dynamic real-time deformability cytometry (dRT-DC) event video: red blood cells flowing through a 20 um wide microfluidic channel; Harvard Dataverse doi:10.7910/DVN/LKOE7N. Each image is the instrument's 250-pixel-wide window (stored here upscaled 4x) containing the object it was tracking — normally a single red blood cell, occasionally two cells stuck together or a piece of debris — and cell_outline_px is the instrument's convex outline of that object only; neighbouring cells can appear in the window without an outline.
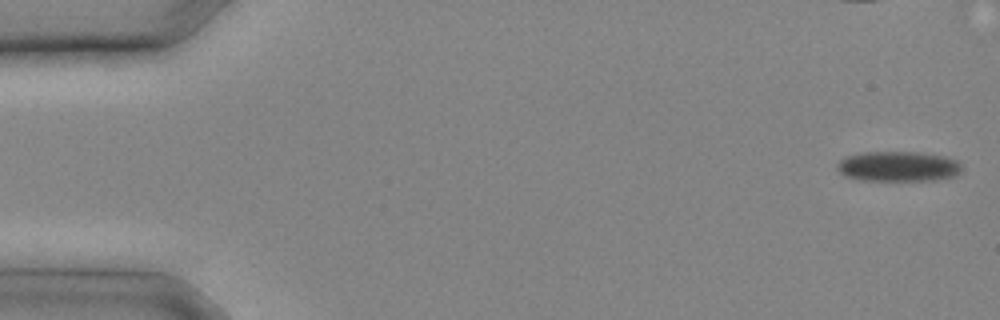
{"species": "common noctule bat (a hibernating species)", "species_latin": "Nyctalus noctula", "temperature_condition": "cold", "stored_images_in_passage": 19, "camera_frame_rate_fps": 3000, "um_per_image_px": 0.085, "animal": {"sex": "male", "body_mass_g": 20.4}, "frame": {"image": 1, "passage_image": 1, "time_ms": 0.0, "image_size_px": [1000, 320], "cell_outline_px": [[960, 172], [952, 176], [936, 180], [860, 180], [844, 176], [836, 168], [836, 164], [844, 156], [860, 152], [916, 152], [944, 156], [956, 160], [960, 164]], "centroid_in_image_um": [76.27, 14.14], "position_along_channel_um": 8.7, "area_um2": 21.91}}